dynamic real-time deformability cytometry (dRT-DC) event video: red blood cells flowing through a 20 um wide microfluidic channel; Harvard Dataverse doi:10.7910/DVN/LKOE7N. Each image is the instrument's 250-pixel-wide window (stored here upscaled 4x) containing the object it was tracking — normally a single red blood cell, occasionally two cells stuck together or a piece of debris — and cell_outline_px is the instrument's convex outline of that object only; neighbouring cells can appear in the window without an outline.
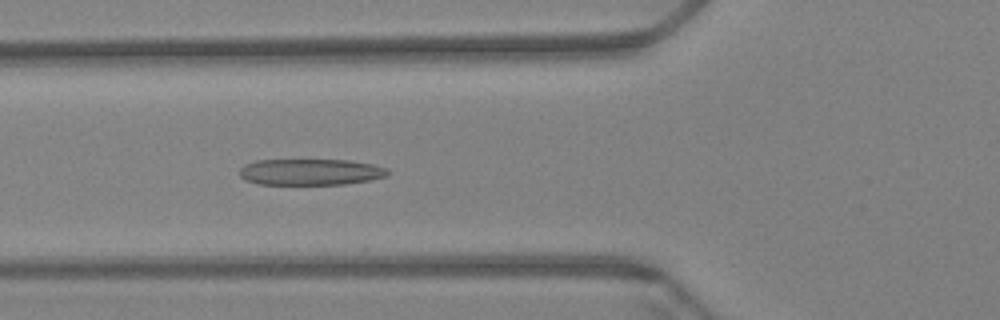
{"species": "Egyptian fruit bat (a non-hibernating species)", "species_latin": "Rousettus aegyptiacus", "temperature_condition": "warm", "stored_images_in_passage": 60, "camera_frame_rate_fps": 3000, "um_per_image_px": 0.085, "animal": {"sex": "female"}, "frame": {"image": 1, "passage_image": 22, "time_ms": 7.0, "image_size_px": [1000, 320], "cell_outline_px": [[388, 176], [368, 180], [344, 184], [256, 184], [244, 180], [240, 176], [240, 168], [244, 164], [256, 160], [348, 160], [372, 164], [388, 168]], "centroid_in_image_um": [26.36, 14.61], "position_along_channel_um": 99.4, "area_um2": 22.72}}
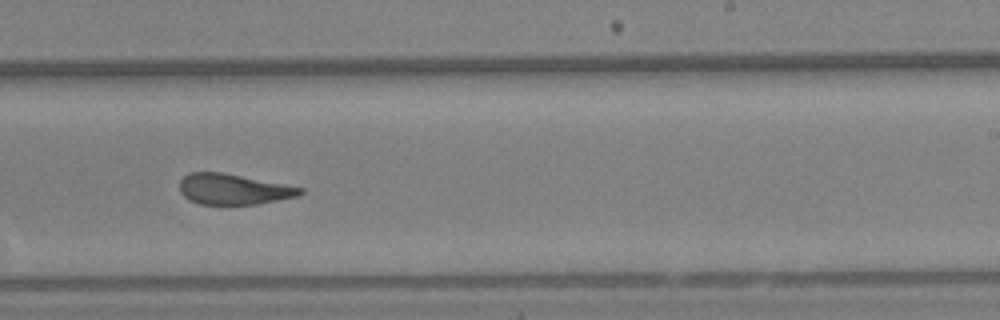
{"frame": {"image": 2, "passage_image": 37, "time_ms": 12.0, "image_size_px": [1000, 320], "cell_outline_px": [[304, 192], [296, 196], [260, 204], [200, 204], [184, 196], [180, 192], [180, 180], [188, 172], [224, 172], [304, 188]], "centroid_in_image_um": [19.84, 16.07], "position_along_channel_um": 269.2, "area_um2": 21.44}}
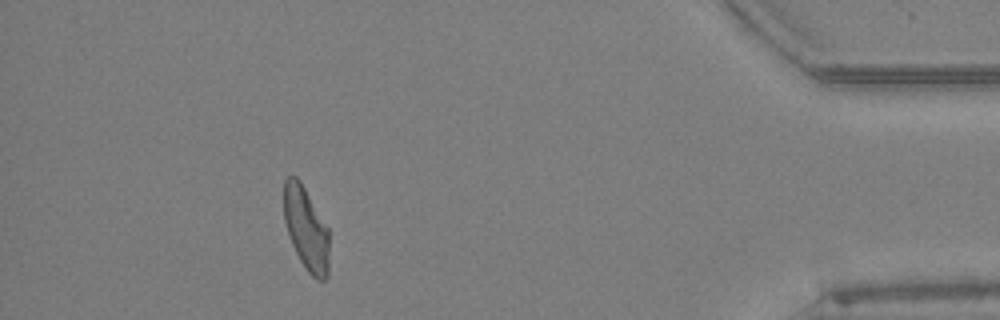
{"frame": {"image": 3, "passage_image": 54, "time_ms": 17.667, "image_size_px": [1000, 320], "cell_outline_px": [[328, 276], [324, 280], [316, 280], [308, 272], [300, 260], [292, 244], [284, 220], [284, 180], [288, 176], [296, 176], [300, 180], [328, 228]], "centroid_in_image_um": [26.01, 19.44], "position_along_channel_um": 409.2, "area_um2": 21.79}, "authors_computed_cell_mechanics": {"area_um2": 23.1489, "velocity_mm_per_s": 3.4131, "shape_relaxation_time_tau1_ms": null, "shape_relaxation_time_tau2_ms": 2.0343, "deformation_change_tau1": null, "deformation_change_tau2": 0.1113}}